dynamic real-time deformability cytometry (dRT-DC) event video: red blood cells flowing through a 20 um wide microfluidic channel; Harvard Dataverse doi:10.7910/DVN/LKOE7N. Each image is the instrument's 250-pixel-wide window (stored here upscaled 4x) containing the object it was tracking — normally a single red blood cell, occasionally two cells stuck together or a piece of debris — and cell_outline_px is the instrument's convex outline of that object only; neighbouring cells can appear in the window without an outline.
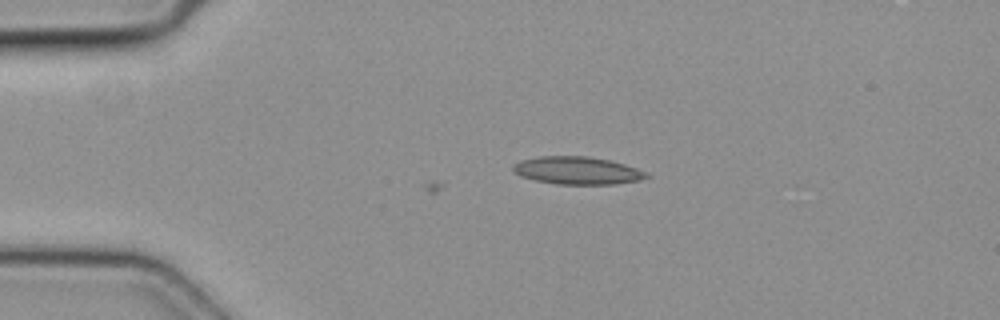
{"species": "common noctule bat (a hibernating species)", "species_latin": "Nyctalus noctula", "temperature_condition": "cold", "stored_images_in_passage": 40, "camera_frame_rate_fps": 3000, "um_per_image_px": 0.085, "animal": {"sex": "female", "body_mass_g": 19.3, "forearm_length_mm": 54.1}, "frame": {"image": 1, "passage_image": 1, "time_ms": 0.0, "image_size_px": [1000, 320], "cell_outline_px": [[652, 176], [640, 180], [616, 184], [556, 184], [536, 180], [520, 176], [512, 168], [512, 164], [520, 160], [540, 156], [588, 156], [608, 160], [624, 164], [648, 172]], "centroid_in_image_um": [49.09, 14.49], "position_along_channel_um": 35.9, "area_um2": 21.56}}
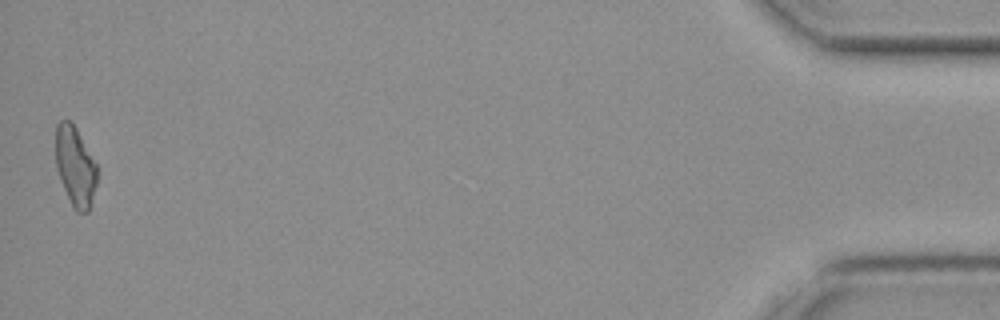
{"frame": {"image": 2, "passage_image": 40, "time_ms": 13.0, "image_size_px": [1000, 320], "cell_outline_px": [[96, 184], [88, 212], [76, 212], [60, 180], [56, 168], [56, 124], [60, 120], [72, 120], [96, 164]], "centroid_in_image_um": [6.37, 14.1], "position_along_channel_um": 428.8, "area_um2": 18.96}}